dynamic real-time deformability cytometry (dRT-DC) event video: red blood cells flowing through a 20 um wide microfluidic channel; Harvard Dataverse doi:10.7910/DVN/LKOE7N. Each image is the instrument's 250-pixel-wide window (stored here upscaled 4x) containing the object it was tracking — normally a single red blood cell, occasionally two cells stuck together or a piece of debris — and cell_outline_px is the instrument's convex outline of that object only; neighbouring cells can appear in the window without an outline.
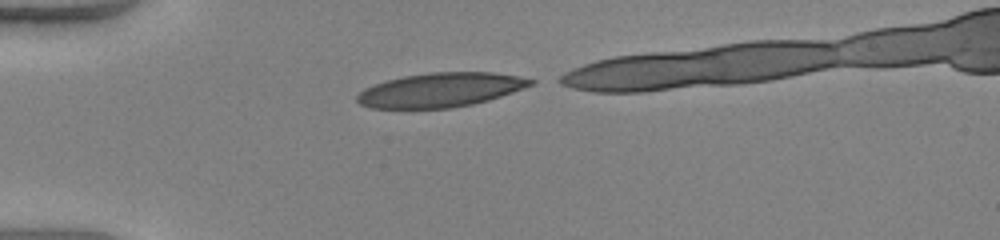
{"species": "human", "species_latin": "Homo sapiens", "temperature_condition": "warm", "stored_images_in_passage": 29, "camera_frame_rate_fps": 3000, "um_per_image_px": 0.085, "donor": {"sex": "female"}, "frame": {"image": 1, "passage_image": 1, "time_ms": 0.0, "image_size_px": [1000, 240], "cell_outline_px": [[536, 84], [488, 100], [472, 104], [452, 108], [372, 108], [360, 104], [356, 100], [356, 96], [364, 88], [388, 80], [404, 76], [432, 72], [492, 72], [516, 76], [536, 80]], "centroid_in_image_um": [37.46, 7.64], "position_along_channel_um": 47.5, "area_um2": 34.39}}
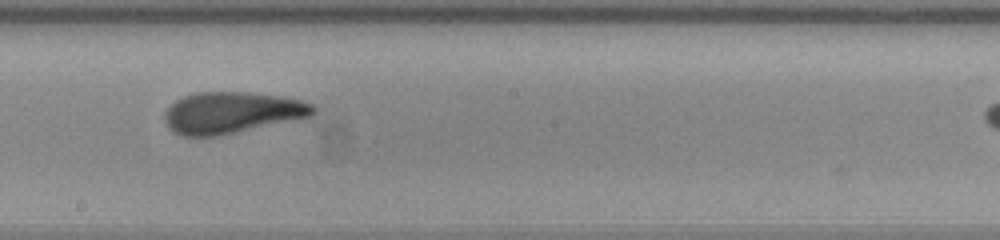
{"frame": {"image": 2, "passage_image": 16, "time_ms": 5.0, "image_size_px": [1000, 240], "cell_outline_px": [[316, 112], [312, 116], [236, 132], [216, 136], [180, 136], [172, 132], [168, 128], [164, 120], [164, 112], [176, 100], [184, 96], [196, 92], [248, 92], [284, 96], [300, 100], [312, 104], [316, 108]], "centroid_in_image_um": [19.68, 9.57], "position_along_channel_um": 228.5, "area_um2": 35.95}}
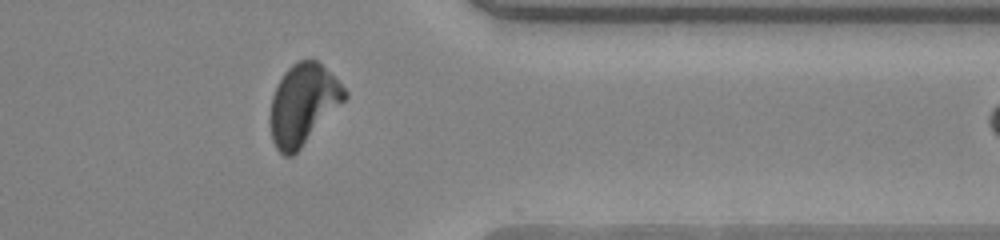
{"frame": {"image": 3, "passage_image": 28, "time_ms": 9.0, "image_size_px": [1000, 240], "cell_outline_px": [[348, 96], [300, 148], [292, 156], [284, 156], [276, 148], [272, 140], [268, 124], [268, 116], [272, 96], [276, 84], [284, 72], [292, 64], [300, 60], [316, 60], [348, 92]], "centroid_in_image_um": [25.69, 8.88], "position_along_channel_um": 385.7, "area_um2": 34.68}}